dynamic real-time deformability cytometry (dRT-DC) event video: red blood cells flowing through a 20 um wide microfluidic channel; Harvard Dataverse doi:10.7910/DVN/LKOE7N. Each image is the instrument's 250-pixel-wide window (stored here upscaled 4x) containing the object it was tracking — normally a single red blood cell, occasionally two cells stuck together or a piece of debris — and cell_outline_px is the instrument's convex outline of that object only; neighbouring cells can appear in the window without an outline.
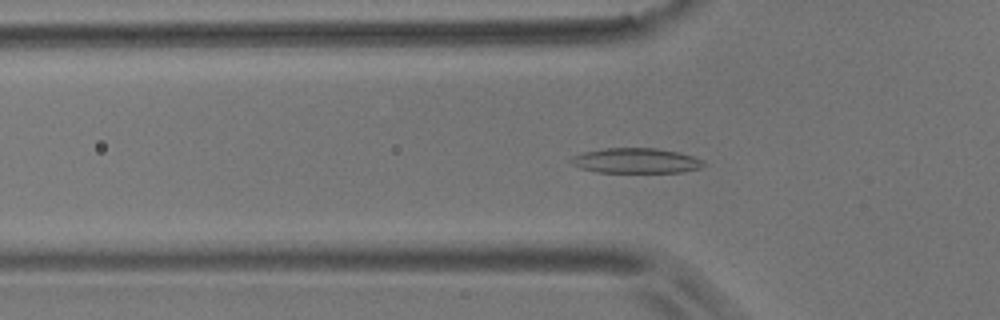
{"species": "common noctule bat (a hibernating species)", "species_latin": "Nyctalus noctula", "temperature_condition": "room temperature", "stored_images_in_passage": 56, "camera_frame_rate_fps": 3000, "um_per_image_px": 0.085, "animal": {"sex": "male", "body_mass_g": 17.9}, "frame": {"image": 1, "passage_image": 18, "time_ms": 5.667, "image_size_px": [1000, 320], "cell_outline_px": [[704, 164], [700, 168], [684, 172], [596, 172], [580, 168], [572, 164], [568, 160], [572, 156], [584, 152], [604, 148], [656, 148], [680, 152], [704, 160]], "centroid_in_image_um": [54.04, 13.65], "position_along_channel_um": 71.8, "area_um2": 19.48}}
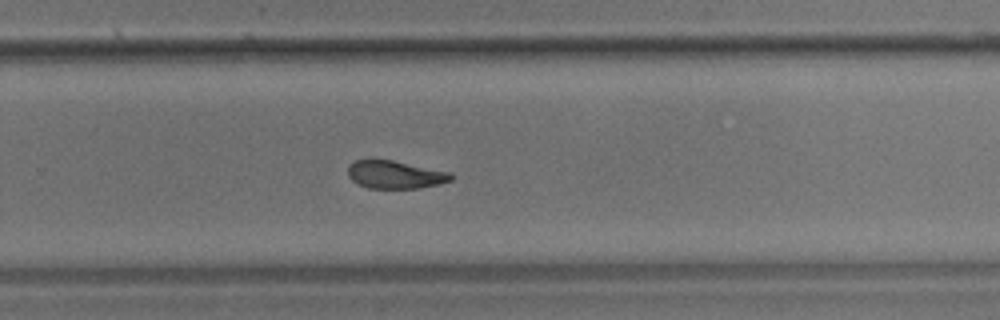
{"frame": {"image": 2, "passage_image": 37, "time_ms": 12.0, "image_size_px": [1000, 320], "cell_outline_px": [[456, 176], [452, 180], [440, 184], [420, 188], [368, 188], [352, 180], [348, 176], [348, 168], [356, 160], [392, 160], [452, 172]], "centroid_in_image_um": [33.67, 14.85], "position_along_channel_um": 296.1, "area_um2": 16.76}}
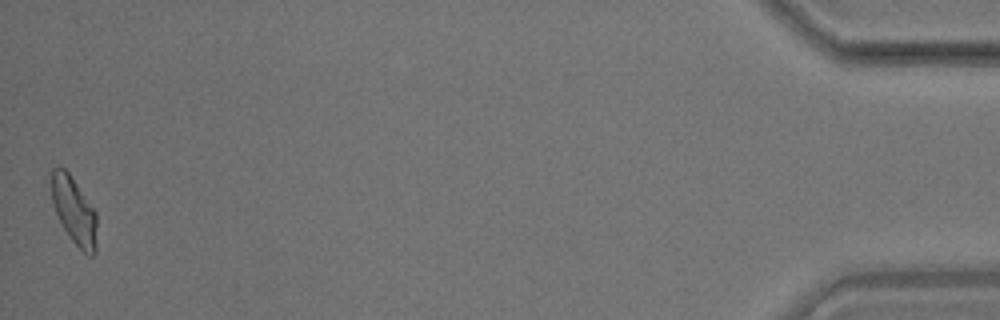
{"frame": {"image": 3, "passage_image": 56, "time_ms": 18.333, "image_size_px": [1000, 320], "cell_outline_px": [[96, 252], [92, 256], [88, 256], [72, 240], [64, 228], [56, 212], [52, 200], [52, 168], [64, 168], [68, 172], [96, 212]], "centroid_in_image_um": [6.32, 17.94], "position_along_channel_um": 428.9, "area_um2": 17.28}, "authors_computed_cell_mechanics": {"area_um2": 17.9469, "velocity_mm_per_s": 3.5425, "shape_relaxation_time_tau1_ms": 6.5449, "shape_relaxation_time_tau2_ms": 5.4646, "deformation_change_tau1": 0.1708, "deformation_change_tau2": 0.0973}}